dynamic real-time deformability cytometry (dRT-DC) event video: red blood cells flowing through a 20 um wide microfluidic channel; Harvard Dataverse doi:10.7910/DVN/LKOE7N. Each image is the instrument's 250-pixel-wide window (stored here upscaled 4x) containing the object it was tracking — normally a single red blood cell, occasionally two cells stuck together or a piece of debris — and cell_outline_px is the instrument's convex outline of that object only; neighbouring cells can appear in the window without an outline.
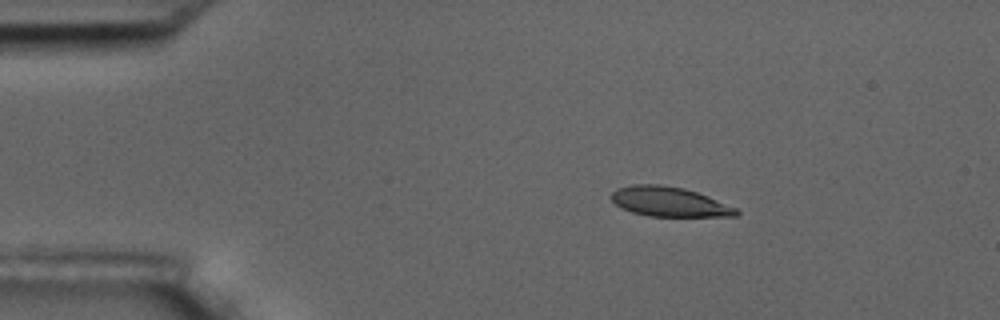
{"species": "common noctule bat (a hibernating species)", "species_latin": "Nyctalus noctula", "temperature_condition": "room temperature", "stored_images_in_passage": 4, "camera_frame_rate_fps": 3000, "um_per_image_px": 0.085, "animal": {"sex": "male", "body_mass_g": 17.5, "forearm_length_mm": 52.3}, "frame": {"image": 1, "passage_image": 2, "time_ms": 1.333, "image_size_px": [1000, 320], "cell_outline_px": [[740, 212], [736, 216], [648, 216], [632, 212], [616, 204], [612, 200], [612, 192], [616, 188], [632, 184], [660, 184], [684, 188], [696, 192], [736, 208]], "centroid_in_image_um": [56.86, 17.14], "position_along_channel_um": 28.1, "area_um2": 21.33}}